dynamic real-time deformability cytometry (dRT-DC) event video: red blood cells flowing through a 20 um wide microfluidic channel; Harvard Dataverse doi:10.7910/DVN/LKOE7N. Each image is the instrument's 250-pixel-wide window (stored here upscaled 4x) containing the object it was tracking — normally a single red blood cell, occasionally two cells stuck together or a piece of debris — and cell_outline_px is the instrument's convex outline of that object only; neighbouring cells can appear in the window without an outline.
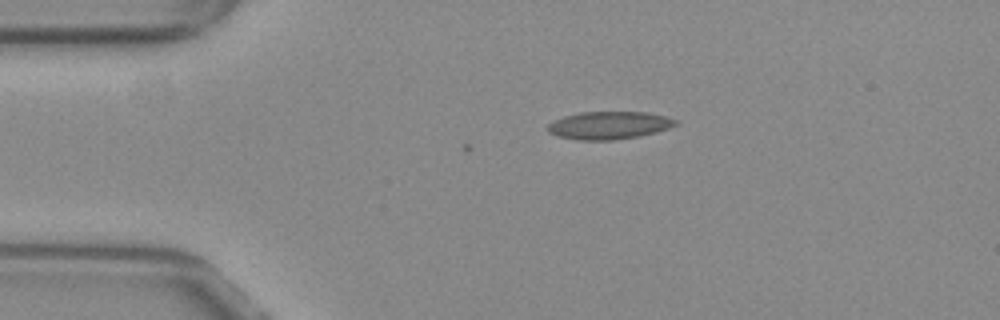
{"species": "common noctule bat (a hibernating species)", "species_latin": "Nyctalus noctula", "temperature_condition": "warm", "stored_images_in_passage": 3, "camera_frame_rate_fps": 3000, "um_per_image_px": 0.085, "animal": {"sex": "female", "body_mass_g": 29.2, "forearm_length_mm": 56.3}, "frame": {"image": 1, "passage_image": 3, "time_ms": 0.667, "image_size_px": [1000, 320], "cell_outline_px": [[680, 124], [656, 132], [636, 136], [612, 140], [576, 140], [556, 136], [548, 132], [548, 124], [564, 116], [580, 112], [644, 112], [664, 116], [676, 120]], "centroid_in_image_um": [51.74, 10.65], "position_along_channel_um": 33.3, "area_um2": 20.52}}